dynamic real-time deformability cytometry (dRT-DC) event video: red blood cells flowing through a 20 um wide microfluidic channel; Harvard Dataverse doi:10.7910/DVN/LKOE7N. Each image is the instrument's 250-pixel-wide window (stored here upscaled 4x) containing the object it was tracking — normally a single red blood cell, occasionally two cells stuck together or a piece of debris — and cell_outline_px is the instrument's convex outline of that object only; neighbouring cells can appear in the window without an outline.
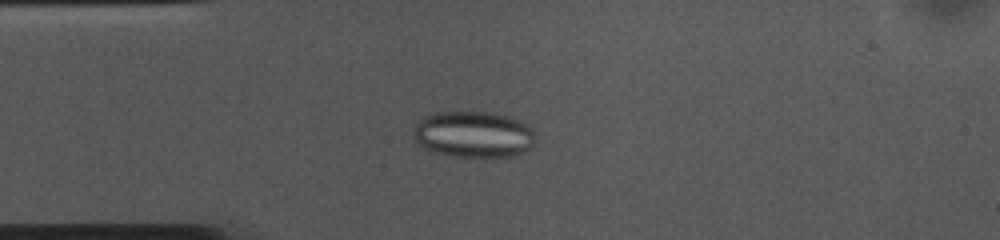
{"species": "common noctule bat (a hibernating species)", "species_latin": "Nyctalus noctula", "temperature_condition": "cold", "stored_images_in_passage": 53, "camera_frame_rate_fps": 3000, "um_per_image_px": 0.085, "animal": {"sex": "female", "body_mass_g": 10.0, "forearm_length_mm": 53.1}, "frame": {"image": 1, "passage_image": 12, "time_ms": 3.667, "image_size_px": [1000, 240], "cell_outline_px": [[536, 136], [532, 144], [524, 152], [512, 156], [456, 156], [436, 152], [420, 144], [416, 140], [412, 132], [412, 128], [424, 116], [432, 112], [496, 112], [508, 116], [524, 124]], "centroid_in_image_um": [40.21, 11.4], "position_along_channel_um": 44.8, "area_um2": 32.48}}
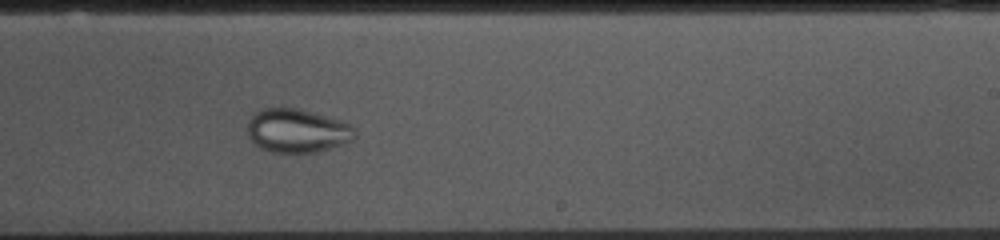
{"frame": {"image": 2, "passage_image": 31, "time_ms": 10.0, "image_size_px": [1000, 240], "cell_outline_px": [[356, 136], [352, 140], [344, 144], [332, 148], [316, 152], [272, 152], [260, 148], [252, 144], [248, 136], [248, 120], [252, 112], [260, 108], [296, 108], [340, 120], [348, 124], [356, 132]], "centroid_in_image_um": [25.2, 11.11], "position_along_channel_um": 263.8, "area_um2": 27.51}}
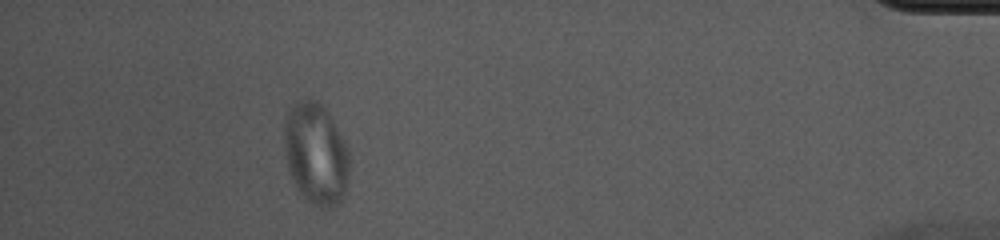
{"frame": {"image": 3, "passage_image": 48, "time_ms": 15.667, "image_size_px": [1000, 240], "cell_outline_px": [[348, 180], [344, 192], [340, 200], [332, 208], [320, 208], [304, 196], [300, 192], [292, 180], [288, 168], [284, 152], [284, 120], [288, 108], [296, 100], [320, 100], [328, 108], [344, 140], [348, 152]], "centroid_in_image_um": [26.83, 12.99], "position_along_channel_um": 408.4, "area_um2": 39.02}}